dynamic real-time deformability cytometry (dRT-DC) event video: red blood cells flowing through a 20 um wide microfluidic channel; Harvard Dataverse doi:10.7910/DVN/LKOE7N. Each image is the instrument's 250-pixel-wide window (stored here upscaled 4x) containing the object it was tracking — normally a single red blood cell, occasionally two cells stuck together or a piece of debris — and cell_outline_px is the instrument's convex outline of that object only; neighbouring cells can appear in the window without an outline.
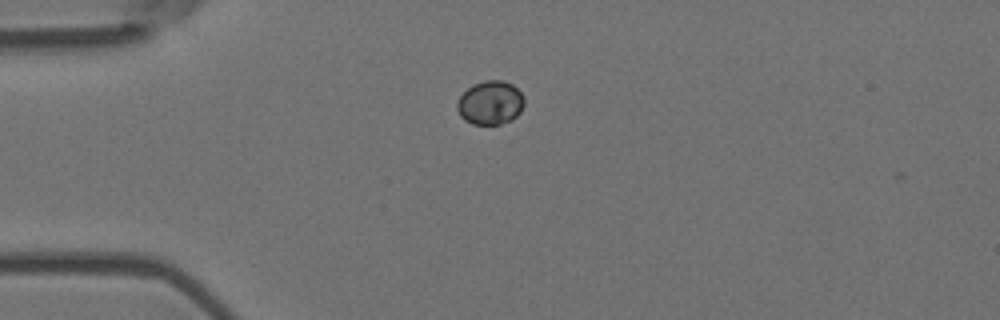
{"species": "Egyptian fruit bat (a non-hibernating species)", "species_latin": "Rousettus aegyptiacus", "temperature_condition": "room temperature", "stored_images_in_passage": 42, "camera_frame_rate_fps": 3000, "um_per_image_px": 0.085, "animal": {"sex": "female"}, "frame": {"image": 1, "passage_image": 1, "time_ms": 0.0, "image_size_px": [1000, 320], "cell_outline_px": [[524, 104], [520, 112], [512, 120], [500, 124], [472, 124], [464, 120], [460, 116], [456, 108], [456, 104], [460, 96], [472, 84], [484, 80], [500, 80], [512, 84], [520, 92], [524, 100]], "centroid_in_image_um": [41.65, 8.74], "position_along_channel_um": 43.3, "area_um2": 17.17}}
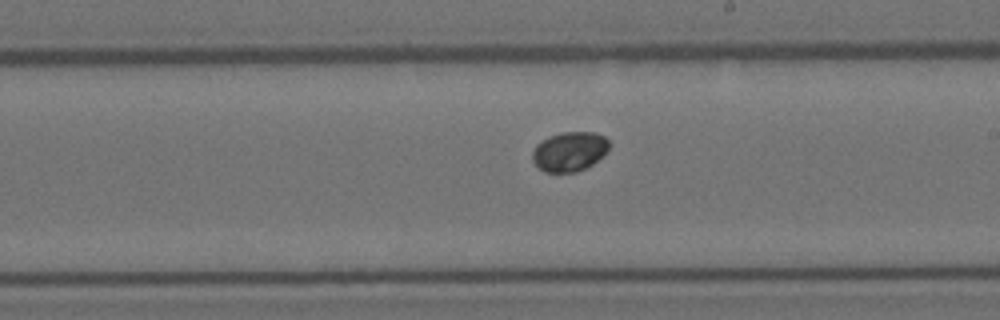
{"frame": {"image": 2, "passage_image": 19, "time_ms": 6.0, "image_size_px": [1000, 320], "cell_outline_px": [[608, 148], [592, 164], [576, 172], [544, 172], [532, 160], [532, 152], [536, 144], [548, 136], [564, 132], [592, 132], [604, 136], [608, 140]], "centroid_in_image_um": [48.36, 12.87], "position_along_channel_um": 240.6, "area_um2": 17.4}}
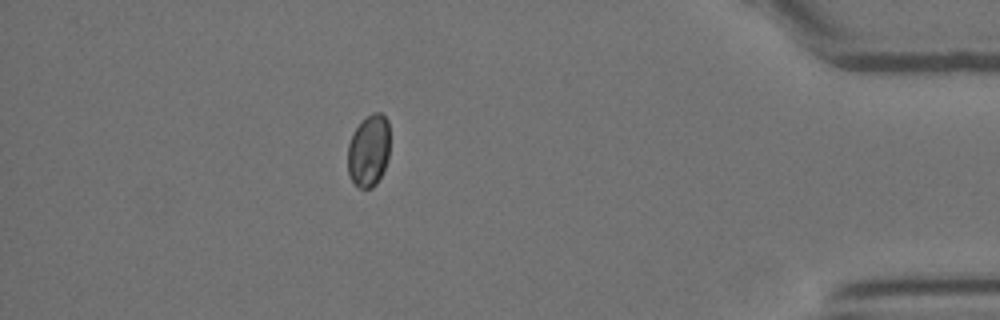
{"frame": {"image": 3, "passage_image": 36, "time_ms": 11.667, "image_size_px": [1000, 320], "cell_outline_px": [[388, 156], [384, 168], [376, 184], [372, 188], [360, 188], [352, 180], [348, 172], [348, 144], [352, 132], [372, 112], [380, 112], [388, 120]], "centroid_in_image_um": [31.33, 12.8], "position_along_channel_um": 403.9, "area_um2": 17.46}}